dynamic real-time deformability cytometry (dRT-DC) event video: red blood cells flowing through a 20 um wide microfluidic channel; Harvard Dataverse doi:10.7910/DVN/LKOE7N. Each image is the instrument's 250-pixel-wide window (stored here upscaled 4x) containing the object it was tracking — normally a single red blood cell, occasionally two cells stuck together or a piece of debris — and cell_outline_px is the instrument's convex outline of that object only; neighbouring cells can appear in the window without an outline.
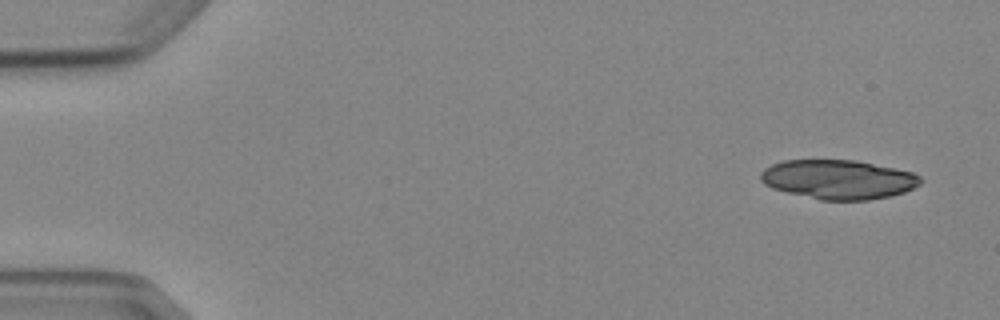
{"species": "Egyptian fruit bat (a non-hibernating species)", "species_latin": "Rousettus aegyptiacus", "temperature_condition": "cold", "stored_images_in_passage": 6, "segment_of_instrument_passage": [2, 2], "camera_frame_rate_fps": 3000, "um_per_image_px": 0.085, "animal": {"sex": "female"}, "frame": {"image": 1, "passage_image": 6, "time_ms": 6.667, "image_size_px": [1000, 320], "cell_outline_px": [[924, 180], [920, 184], [904, 192], [888, 196], [868, 200], [820, 200], [772, 188], [764, 184], [760, 180], [760, 172], [764, 168], [772, 164], [784, 160], [856, 160], [912, 172], [920, 176]], "centroid_in_image_um": [71.24, 15.25], "position_along_channel_um": 13.8, "area_um2": 36.53}}